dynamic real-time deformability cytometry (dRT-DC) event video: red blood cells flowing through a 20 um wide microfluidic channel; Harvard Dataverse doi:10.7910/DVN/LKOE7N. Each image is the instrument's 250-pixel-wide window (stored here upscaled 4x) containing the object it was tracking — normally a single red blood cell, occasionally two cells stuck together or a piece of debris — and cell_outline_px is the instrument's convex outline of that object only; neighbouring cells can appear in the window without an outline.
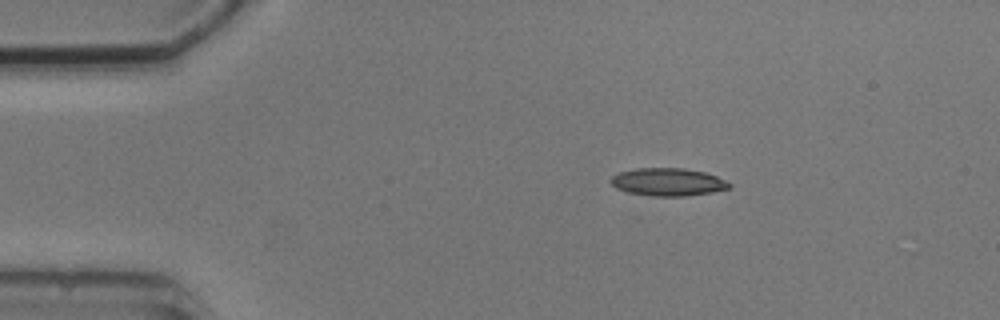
{"species": "common noctule bat (a hibernating species)", "species_latin": "Nyctalus noctula", "temperature_condition": "cold", "stored_images_in_passage": 2, "camera_frame_rate_fps": 3000, "um_per_image_px": 0.085, "animal": {"sex": "male", "body_mass_g": 20.5, "forearm_length_mm": 52.5}, "frame": {"image": 1, "passage_image": 1, "time_ms": 0.0, "image_size_px": [1000, 320], "cell_outline_px": [[732, 188], [712, 192], [688, 196], [652, 196], [628, 192], [616, 188], [608, 180], [612, 176], [620, 172], [636, 168], [684, 168], [704, 172], [716, 176], [732, 184]], "centroid_in_image_um": [56.78, 15.47], "position_along_channel_um": 28.2, "area_um2": 19.25}}